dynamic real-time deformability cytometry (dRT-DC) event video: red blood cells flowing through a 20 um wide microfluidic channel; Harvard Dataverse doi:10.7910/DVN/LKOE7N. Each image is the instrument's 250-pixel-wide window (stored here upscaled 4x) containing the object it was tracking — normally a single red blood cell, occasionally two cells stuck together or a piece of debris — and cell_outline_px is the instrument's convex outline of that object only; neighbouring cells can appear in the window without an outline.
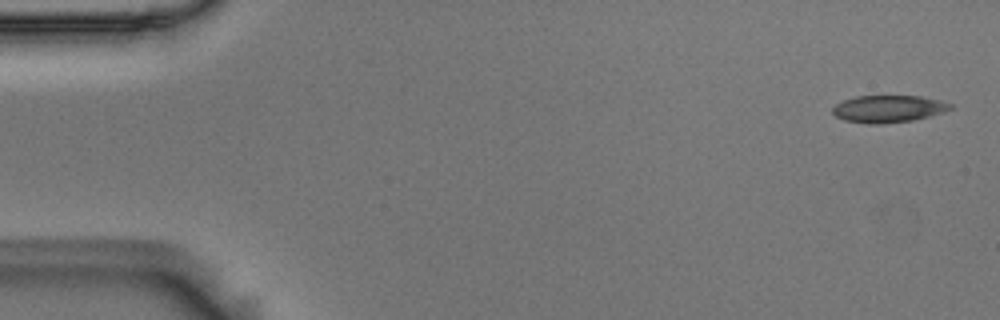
{"species": "Egyptian fruit bat (a non-hibernating species)", "species_latin": "Rousettus aegyptiacus", "temperature_condition": "room temperature", "stored_images_in_passage": 5, "camera_frame_rate_fps": 3000, "um_per_image_px": 0.085, "animal": {"sex": "male"}, "frame": {"image": 1, "passage_image": 1, "time_ms": 0.0, "image_size_px": [1000, 320], "cell_outline_px": [[952, 108], [944, 112], [912, 120], [880, 124], [868, 124], [844, 120], [836, 116], [832, 112], [832, 108], [836, 104], [844, 100], [856, 96], [920, 96], [940, 100], [952, 104]], "centroid_in_image_um": [75.5, 9.25], "position_along_channel_um": 9.5, "area_um2": 18.55}}